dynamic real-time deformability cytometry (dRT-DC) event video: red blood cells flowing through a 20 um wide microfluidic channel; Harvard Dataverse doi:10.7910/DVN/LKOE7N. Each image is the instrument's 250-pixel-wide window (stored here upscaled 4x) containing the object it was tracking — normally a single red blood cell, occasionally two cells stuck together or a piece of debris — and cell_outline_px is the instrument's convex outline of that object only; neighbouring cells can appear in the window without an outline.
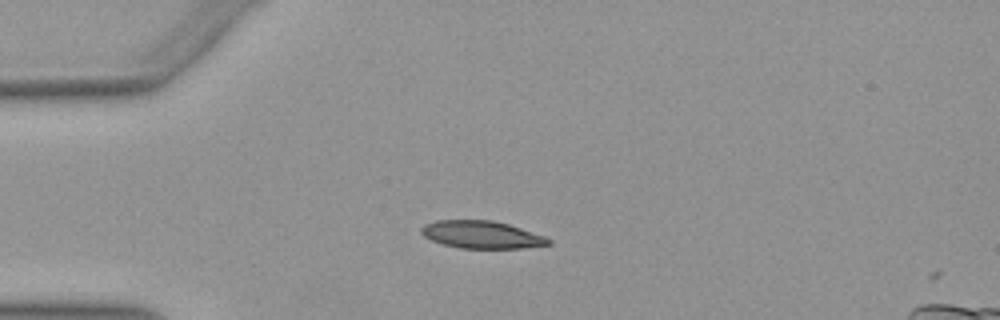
{"species": "Egyptian fruit bat (a non-hibernating species)", "species_latin": "Rousettus aegyptiacus", "temperature_condition": "warm", "stored_images_in_passage": 2, "camera_frame_rate_fps": 3000, "um_per_image_px": 0.085, "animal": {"sex": "female"}, "frame": {"image": 1, "passage_image": 1, "time_ms": 0.0, "image_size_px": [1000, 320], "cell_outline_px": [[552, 244], [520, 248], [460, 248], [444, 244], [432, 240], [424, 236], [420, 232], [420, 228], [424, 224], [436, 220], [492, 220], [508, 224], [544, 236], [552, 240]], "centroid_in_image_um": [40.92, 19.94], "position_along_channel_um": 44.1, "area_um2": 20.29}}